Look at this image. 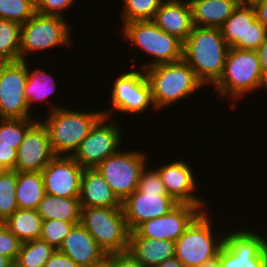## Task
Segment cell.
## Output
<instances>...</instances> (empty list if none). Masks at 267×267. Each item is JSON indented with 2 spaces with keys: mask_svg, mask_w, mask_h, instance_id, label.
<instances>
[{
  "mask_svg": "<svg viewBox=\"0 0 267 267\" xmlns=\"http://www.w3.org/2000/svg\"><path fill=\"white\" fill-rule=\"evenodd\" d=\"M229 49L220 28L194 26L183 42V60L204 86L214 85L223 73Z\"/></svg>",
  "mask_w": 267,
  "mask_h": 267,
  "instance_id": "cell-1",
  "label": "cell"
},
{
  "mask_svg": "<svg viewBox=\"0 0 267 267\" xmlns=\"http://www.w3.org/2000/svg\"><path fill=\"white\" fill-rule=\"evenodd\" d=\"M142 170L138 188L122 201V209L130 231L144 221L169 213L179 203L167 194L156 169Z\"/></svg>",
  "mask_w": 267,
  "mask_h": 267,
  "instance_id": "cell-2",
  "label": "cell"
},
{
  "mask_svg": "<svg viewBox=\"0 0 267 267\" xmlns=\"http://www.w3.org/2000/svg\"><path fill=\"white\" fill-rule=\"evenodd\" d=\"M45 125L56 156H72L82 140L104 116L101 111H77L50 103Z\"/></svg>",
  "mask_w": 267,
  "mask_h": 267,
  "instance_id": "cell-3",
  "label": "cell"
},
{
  "mask_svg": "<svg viewBox=\"0 0 267 267\" xmlns=\"http://www.w3.org/2000/svg\"><path fill=\"white\" fill-rule=\"evenodd\" d=\"M144 71L157 111L191 96L204 86L184 60L157 64Z\"/></svg>",
  "mask_w": 267,
  "mask_h": 267,
  "instance_id": "cell-4",
  "label": "cell"
},
{
  "mask_svg": "<svg viewBox=\"0 0 267 267\" xmlns=\"http://www.w3.org/2000/svg\"><path fill=\"white\" fill-rule=\"evenodd\" d=\"M263 78L256 50L230 47L223 73L212 87L221 98L234 101L260 89Z\"/></svg>",
  "mask_w": 267,
  "mask_h": 267,
  "instance_id": "cell-5",
  "label": "cell"
},
{
  "mask_svg": "<svg viewBox=\"0 0 267 267\" xmlns=\"http://www.w3.org/2000/svg\"><path fill=\"white\" fill-rule=\"evenodd\" d=\"M121 29L124 39L131 41V46L136 45L153 57V61L141 64L140 69L183 60V42L160 29L152 20L133 21L123 24Z\"/></svg>",
  "mask_w": 267,
  "mask_h": 267,
  "instance_id": "cell-6",
  "label": "cell"
},
{
  "mask_svg": "<svg viewBox=\"0 0 267 267\" xmlns=\"http://www.w3.org/2000/svg\"><path fill=\"white\" fill-rule=\"evenodd\" d=\"M80 223L106 255L127 251L131 231L122 208H82Z\"/></svg>",
  "mask_w": 267,
  "mask_h": 267,
  "instance_id": "cell-7",
  "label": "cell"
},
{
  "mask_svg": "<svg viewBox=\"0 0 267 267\" xmlns=\"http://www.w3.org/2000/svg\"><path fill=\"white\" fill-rule=\"evenodd\" d=\"M208 213V209L203 211L175 241V257L184 267H197L217 258L224 244L223 234L221 238L215 237L213 217Z\"/></svg>",
  "mask_w": 267,
  "mask_h": 267,
  "instance_id": "cell-8",
  "label": "cell"
},
{
  "mask_svg": "<svg viewBox=\"0 0 267 267\" xmlns=\"http://www.w3.org/2000/svg\"><path fill=\"white\" fill-rule=\"evenodd\" d=\"M65 17L35 13L26 23L21 24L20 61L26 55L57 46L71 44L70 28ZM56 46V47H55Z\"/></svg>",
  "mask_w": 267,
  "mask_h": 267,
  "instance_id": "cell-9",
  "label": "cell"
},
{
  "mask_svg": "<svg viewBox=\"0 0 267 267\" xmlns=\"http://www.w3.org/2000/svg\"><path fill=\"white\" fill-rule=\"evenodd\" d=\"M146 154L121 149L95 167L121 201L138 188L141 172L149 161Z\"/></svg>",
  "mask_w": 267,
  "mask_h": 267,
  "instance_id": "cell-10",
  "label": "cell"
},
{
  "mask_svg": "<svg viewBox=\"0 0 267 267\" xmlns=\"http://www.w3.org/2000/svg\"><path fill=\"white\" fill-rule=\"evenodd\" d=\"M112 83L111 97L112 109L103 111L105 117L112 118V110L123 114L143 113L150 105L155 109L151 87L143 69H133L120 73Z\"/></svg>",
  "mask_w": 267,
  "mask_h": 267,
  "instance_id": "cell-11",
  "label": "cell"
},
{
  "mask_svg": "<svg viewBox=\"0 0 267 267\" xmlns=\"http://www.w3.org/2000/svg\"><path fill=\"white\" fill-rule=\"evenodd\" d=\"M224 236L217 257L220 267H267V238L249 229Z\"/></svg>",
  "mask_w": 267,
  "mask_h": 267,
  "instance_id": "cell-12",
  "label": "cell"
},
{
  "mask_svg": "<svg viewBox=\"0 0 267 267\" xmlns=\"http://www.w3.org/2000/svg\"><path fill=\"white\" fill-rule=\"evenodd\" d=\"M110 119L103 116L71 156L81 167L95 168L108 156L120 150L123 140L121 130L117 120L114 122Z\"/></svg>",
  "mask_w": 267,
  "mask_h": 267,
  "instance_id": "cell-13",
  "label": "cell"
},
{
  "mask_svg": "<svg viewBox=\"0 0 267 267\" xmlns=\"http://www.w3.org/2000/svg\"><path fill=\"white\" fill-rule=\"evenodd\" d=\"M27 63L26 61L4 62L0 66V119L32 118L24 94Z\"/></svg>",
  "mask_w": 267,
  "mask_h": 267,
  "instance_id": "cell-14",
  "label": "cell"
},
{
  "mask_svg": "<svg viewBox=\"0 0 267 267\" xmlns=\"http://www.w3.org/2000/svg\"><path fill=\"white\" fill-rule=\"evenodd\" d=\"M206 209L207 207L178 204L166 215L139 224L131 231L130 237H148L155 240H172L175 242Z\"/></svg>",
  "mask_w": 267,
  "mask_h": 267,
  "instance_id": "cell-15",
  "label": "cell"
},
{
  "mask_svg": "<svg viewBox=\"0 0 267 267\" xmlns=\"http://www.w3.org/2000/svg\"><path fill=\"white\" fill-rule=\"evenodd\" d=\"M220 29L229 47L242 50H256L267 36V29L249 6L239 5Z\"/></svg>",
  "mask_w": 267,
  "mask_h": 267,
  "instance_id": "cell-16",
  "label": "cell"
},
{
  "mask_svg": "<svg viewBox=\"0 0 267 267\" xmlns=\"http://www.w3.org/2000/svg\"><path fill=\"white\" fill-rule=\"evenodd\" d=\"M83 170L71 156H55L41 171L46 194L79 198Z\"/></svg>",
  "mask_w": 267,
  "mask_h": 267,
  "instance_id": "cell-17",
  "label": "cell"
},
{
  "mask_svg": "<svg viewBox=\"0 0 267 267\" xmlns=\"http://www.w3.org/2000/svg\"><path fill=\"white\" fill-rule=\"evenodd\" d=\"M55 156L48 131L38 120L27 130L17 149L15 171L41 172Z\"/></svg>",
  "mask_w": 267,
  "mask_h": 267,
  "instance_id": "cell-18",
  "label": "cell"
},
{
  "mask_svg": "<svg viewBox=\"0 0 267 267\" xmlns=\"http://www.w3.org/2000/svg\"><path fill=\"white\" fill-rule=\"evenodd\" d=\"M189 162L184 160L171 161L162 164L158 169L161 181L167 194L179 204H190L198 207H206L204 198L198 197L196 193L197 183L193 174V168ZM195 191V193H194Z\"/></svg>",
  "mask_w": 267,
  "mask_h": 267,
  "instance_id": "cell-19",
  "label": "cell"
},
{
  "mask_svg": "<svg viewBox=\"0 0 267 267\" xmlns=\"http://www.w3.org/2000/svg\"><path fill=\"white\" fill-rule=\"evenodd\" d=\"M57 250L67 255L80 267L96 265L107 257L81 223L72 227Z\"/></svg>",
  "mask_w": 267,
  "mask_h": 267,
  "instance_id": "cell-20",
  "label": "cell"
},
{
  "mask_svg": "<svg viewBox=\"0 0 267 267\" xmlns=\"http://www.w3.org/2000/svg\"><path fill=\"white\" fill-rule=\"evenodd\" d=\"M160 29L184 42L194 28L188 0H164L153 20Z\"/></svg>",
  "mask_w": 267,
  "mask_h": 267,
  "instance_id": "cell-21",
  "label": "cell"
},
{
  "mask_svg": "<svg viewBox=\"0 0 267 267\" xmlns=\"http://www.w3.org/2000/svg\"><path fill=\"white\" fill-rule=\"evenodd\" d=\"M79 201L82 208H122V201L116 196L96 168H84L81 177Z\"/></svg>",
  "mask_w": 267,
  "mask_h": 267,
  "instance_id": "cell-22",
  "label": "cell"
},
{
  "mask_svg": "<svg viewBox=\"0 0 267 267\" xmlns=\"http://www.w3.org/2000/svg\"><path fill=\"white\" fill-rule=\"evenodd\" d=\"M196 27L220 28L239 6V0H188Z\"/></svg>",
  "mask_w": 267,
  "mask_h": 267,
  "instance_id": "cell-23",
  "label": "cell"
},
{
  "mask_svg": "<svg viewBox=\"0 0 267 267\" xmlns=\"http://www.w3.org/2000/svg\"><path fill=\"white\" fill-rule=\"evenodd\" d=\"M127 252L145 267H156L175 257V242L148 237H130Z\"/></svg>",
  "mask_w": 267,
  "mask_h": 267,
  "instance_id": "cell-24",
  "label": "cell"
},
{
  "mask_svg": "<svg viewBox=\"0 0 267 267\" xmlns=\"http://www.w3.org/2000/svg\"><path fill=\"white\" fill-rule=\"evenodd\" d=\"M81 209L79 198H62L45 194L36 210L42 220H63L76 225L80 223Z\"/></svg>",
  "mask_w": 267,
  "mask_h": 267,
  "instance_id": "cell-25",
  "label": "cell"
},
{
  "mask_svg": "<svg viewBox=\"0 0 267 267\" xmlns=\"http://www.w3.org/2000/svg\"><path fill=\"white\" fill-rule=\"evenodd\" d=\"M45 194L41 172L17 171L16 201L19 209L36 210Z\"/></svg>",
  "mask_w": 267,
  "mask_h": 267,
  "instance_id": "cell-26",
  "label": "cell"
},
{
  "mask_svg": "<svg viewBox=\"0 0 267 267\" xmlns=\"http://www.w3.org/2000/svg\"><path fill=\"white\" fill-rule=\"evenodd\" d=\"M42 223L37 210L19 208L3 222L22 243L39 239Z\"/></svg>",
  "mask_w": 267,
  "mask_h": 267,
  "instance_id": "cell-27",
  "label": "cell"
},
{
  "mask_svg": "<svg viewBox=\"0 0 267 267\" xmlns=\"http://www.w3.org/2000/svg\"><path fill=\"white\" fill-rule=\"evenodd\" d=\"M55 82L53 75L47 73L46 70L37 67L35 70L30 71L27 66V81L24 94L30 110L35 102H47L49 100L48 97L55 93Z\"/></svg>",
  "mask_w": 267,
  "mask_h": 267,
  "instance_id": "cell-28",
  "label": "cell"
},
{
  "mask_svg": "<svg viewBox=\"0 0 267 267\" xmlns=\"http://www.w3.org/2000/svg\"><path fill=\"white\" fill-rule=\"evenodd\" d=\"M21 24L0 19V59L3 62L20 61Z\"/></svg>",
  "mask_w": 267,
  "mask_h": 267,
  "instance_id": "cell-29",
  "label": "cell"
},
{
  "mask_svg": "<svg viewBox=\"0 0 267 267\" xmlns=\"http://www.w3.org/2000/svg\"><path fill=\"white\" fill-rule=\"evenodd\" d=\"M56 249L44 240L35 239L22 243L15 263L19 267H44Z\"/></svg>",
  "mask_w": 267,
  "mask_h": 267,
  "instance_id": "cell-30",
  "label": "cell"
},
{
  "mask_svg": "<svg viewBox=\"0 0 267 267\" xmlns=\"http://www.w3.org/2000/svg\"><path fill=\"white\" fill-rule=\"evenodd\" d=\"M0 120V144L11 145L12 148L17 150L23 142L27 130L38 119L1 118Z\"/></svg>",
  "mask_w": 267,
  "mask_h": 267,
  "instance_id": "cell-31",
  "label": "cell"
},
{
  "mask_svg": "<svg viewBox=\"0 0 267 267\" xmlns=\"http://www.w3.org/2000/svg\"><path fill=\"white\" fill-rule=\"evenodd\" d=\"M17 171L7 170L0 177V219L4 222L17 209Z\"/></svg>",
  "mask_w": 267,
  "mask_h": 267,
  "instance_id": "cell-32",
  "label": "cell"
},
{
  "mask_svg": "<svg viewBox=\"0 0 267 267\" xmlns=\"http://www.w3.org/2000/svg\"><path fill=\"white\" fill-rule=\"evenodd\" d=\"M164 0H123L124 10L121 12L123 24L133 21L153 20Z\"/></svg>",
  "mask_w": 267,
  "mask_h": 267,
  "instance_id": "cell-33",
  "label": "cell"
},
{
  "mask_svg": "<svg viewBox=\"0 0 267 267\" xmlns=\"http://www.w3.org/2000/svg\"><path fill=\"white\" fill-rule=\"evenodd\" d=\"M37 0H0V19L26 23L36 13Z\"/></svg>",
  "mask_w": 267,
  "mask_h": 267,
  "instance_id": "cell-34",
  "label": "cell"
},
{
  "mask_svg": "<svg viewBox=\"0 0 267 267\" xmlns=\"http://www.w3.org/2000/svg\"><path fill=\"white\" fill-rule=\"evenodd\" d=\"M74 225L72 222L63 220H43L40 239L57 250Z\"/></svg>",
  "mask_w": 267,
  "mask_h": 267,
  "instance_id": "cell-35",
  "label": "cell"
},
{
  "mask_svg": "<svg viewBox=\"0 0 267 267\" xmlns=\"http://www.w3.org/2000/svg\"><path fill=\"white\" fill-rule=\"evenodd\" d=\"M21 246L22 242L3 223L0 224V255L15 262Z\"/></svg>",
  "mask_w": 267,
  "mask_h": 267,
  "instance_id": "cell-36",
  "label": "cell"
},
{
  "mask_svg": "<svg viewBox=\"0 0 267 267\" xmlns=\"http://www.w3.org/2000/svg\"><path fill=\"white\" fill-rule=\"evenodd\" d=\"M75 0H37L36 12L43 15L64 16L65 8L72 6Z\"/></svg>",
  "mask_w": 267,
  "mask_h": 267,
  "instance_id": "cell-37",
  "label": "cell"
},
{
  "mask_svg": "<svg viewBox=\"0 0 267 267\" xmlns=\"http://www.w3.org/2000/svg\"><path fill=\"white\" fill-rule=\"evenodd\" d=\"M111 264V267H145L129 252L112 253L106 257Z\"/></svg>",
  "mask_w": 267,
  "mask_h": 267,
  "instance_id": "cell-38",
  "label": "cell"
},
{
  "mask_svg": "<svg viewBox=\"0 0 267 267\" xmlns=\"http://www.w3.org/2000/svg\"><path fill=\"white\" fill-rule=\"evenodd\" d=\"M17 150L11 145L0 144V164L7 170H15Z\"/></svg>",
  "mask_w": 267,
  "mask_h": 267,
  "instance_id": "cell-39",
  "label": "cell"
},
{
  "mask_svg": "<svg viewBox=\"0 0 267 267\" xmlns=\"http://www.w3.org/2000/svg\"><path fill=\"white\" fill-rule=\"evenodd\" d=\"M44 267H80L71 258L62 252L56 250L49 260L44 264Z\"/></svg>",
  "mask_w": 267,
  "mask_h": 267,
  "instance_id": "cell-40",
  "label": "cell"
},
{
  "mask_svg": "<svg viewBox=\"0 0 267 267\" xmlns=\"http://www.w3.org/2000/svg\"><path fill=\"white\" fill-rule=\"evenodd\" d=\"M260 69L263 77L267 75V36L264 42L256 49Z\"/></svg>",
  "mask_w": 267,
  "mask_h": 267,
  "instance_id": "cell-41",
  "label": "cell"
},
{
  "mask_svg": "<svg viewBox=\"0 0 267 267\" xmlns=\"http://www.w3.org/2000/svg\"><path fill=\"white\" fill-rule=\"evenodd\" d=\"M256 19L267 29V0L255 5Z\"/></svg>",
  "mask_w": 267,
  "mask_h": 267,
  "instance_id": "cell-42",
  "label": "cell"
},
{
  "mask_svg": "<svg viewBox=\"0 0 267 267\" xmlns=\"http://www.w3.org/2000/svg\"><path fill=\"white\" fill-rule=\"evenodd\" d=\"M156 267H184V265L176 257H173L163 261Z\"/></svg>",
  "mask_w": 267,
  "mask_h": 267,
  "instance_id": "cell-43",
  "label": "cell"
},
{
  "mask_svg": "<svg viewBox=\"0 0 267 267\" xmlns=\"http://www.w3.org/2000/svg\"><path fill=\"white\" fill-rule=\"evenodd\" d=\"M264 0H239V5L254 7L255 5L263 2Z\"/></svg>",
  "mask_w": 267,
  "mask_h": 267,
  "instance_id": "cell-44",
  "label": "cell"
},
{
  "mask_svg": "<svg viewBox=\"0 0 267 267\" xmlns=\"http://www.w3.org/2000/svg\"><path fill=\"white\" fill-rule=\"evenodd\" d=\"M197 267H220V263L218 258H215L209 262L203 263L202 265H198Z\"/></svg>",
  "mask_w": 267,
  "mask_h": 267,
  "instance_id": "cell-45",
  "label": "cell"
},
{
  "mask_svg": "<svg viewBox=\"0 0 267 267\" xmlns=\"http://www.w3.org/2000/svg\"><path fill=\"white\" fill-rule=\"evenodd\" d=\"M13 264V261L3 255H0V267H9Z\"/></svg>",
  "mask_w": 267,
  "mask_h": 267,
  "instance_id": "cell-46",
  "label": "cell"
},
{
  "mask_svg": "<svg viewBox=\"0 0 267 267\" xmlns=\"http://www.w3.org/2000/svg\"><path fill=\"white\" fill-rule=\"evenodd\" d=\"M90 267H111V264L110 261L107 258H105L102 262Z\"/></svg>",
  "mask_w": 267,
  "mask_h": 267,
  "instance_id": "cell-47",
  "label": "cell"
},
{
  "mask_svg": "<svg viewBox=\"0 0 267 267\" xmlns=\"http://www.w3.org/2000/svg\"><path fill=\"white\" fill-rule=\"evenodd\" d=\"M261 89H265L267 91V75L263 78V83Z\"/></svg>",
  "mask_w": 267,
  "mask_h": 267,
  "instance_id": "cell-48",
  "label": "cell"
},
{
  "mask_svg": "<svg viewBox=\"0 0 267 267\" xmlns=\"http://www.w3.org/2000/svg\"><path fill=\"white\" fill-rule=\"evenodd\" d=\"M7 171V169L0 164V177Z\"/></svg>",
  "mask_w": 267,
  "mask_h": 267,
  "instance_id": "cell-49",
  "label": "cell"
},
{
  "mask_svg": "<svg viewBox=\"0 0 267 267\" xmlns=\"http://www.w3.org/2000/svg\"><path fill=\"white\" fill-rule=\"evenodd\" d=\"M9 267H19L15 262H13L12 265H10Z\"/></svg>",
  "mask_w": 267,
  "mask_h": 267,
  "instance_id": "cell-50",
  "label": "cell"
},
{
  "mask_svg": "<svg viewBox=\"0 0 267 267\" xmlns=\"http://www.w3.org/2000/svg\"><path fill=\"white\" fill-rule=\"evenodd\" d=\"M4 62L0 59V66L3 64Z\"/></svg>",
  "mask_w": 267,
  "mask_h": 267,
  "instance_id": "cell-51",
  "label": "cell"
}]
</instances>
